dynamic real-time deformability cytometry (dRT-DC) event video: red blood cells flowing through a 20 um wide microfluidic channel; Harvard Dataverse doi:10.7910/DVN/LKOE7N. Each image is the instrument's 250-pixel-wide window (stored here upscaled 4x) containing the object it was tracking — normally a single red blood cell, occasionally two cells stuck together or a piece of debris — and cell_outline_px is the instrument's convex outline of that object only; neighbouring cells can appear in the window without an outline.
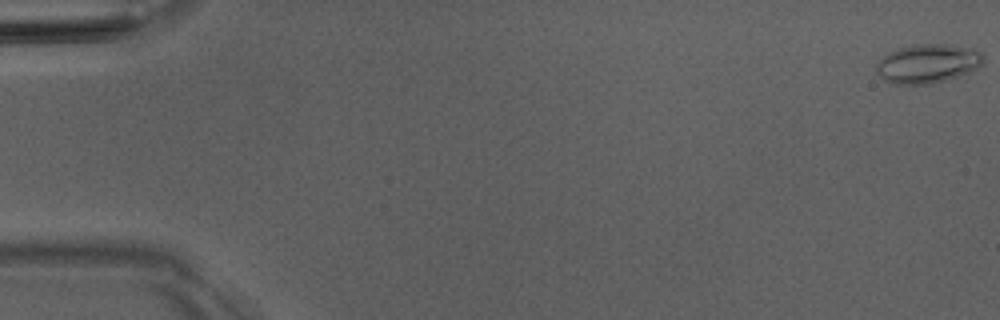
{"species": "Egyptian fruit bat (a non-hibernating species)", "species_latin": "Rousettus aegyptiacus", "temperature_condition": "room temperature", "stored_images_in_passage": 5, "camera_frame_rate_fps": 3000, "um_per_image_px": 0.085, "animal": {"sex": "male"}, "frame": {"image": 1, "passage_image": 1, "time_ms": 0.0, "image_size_px": [1000, 320], "cell_outline_px": [[984, 60], [976, 68], [968, 72], [932, 84], [892, 84], [884, 80], [876, 72], [876, 64], [884, 56], [900, 48], [916, 44], [952, 44], [976, 48], [984, 56]], "centroid_in_image_um": [78.87, 5.4], "position_along_channel_um": 6.1, "area_um2": 24.22}}